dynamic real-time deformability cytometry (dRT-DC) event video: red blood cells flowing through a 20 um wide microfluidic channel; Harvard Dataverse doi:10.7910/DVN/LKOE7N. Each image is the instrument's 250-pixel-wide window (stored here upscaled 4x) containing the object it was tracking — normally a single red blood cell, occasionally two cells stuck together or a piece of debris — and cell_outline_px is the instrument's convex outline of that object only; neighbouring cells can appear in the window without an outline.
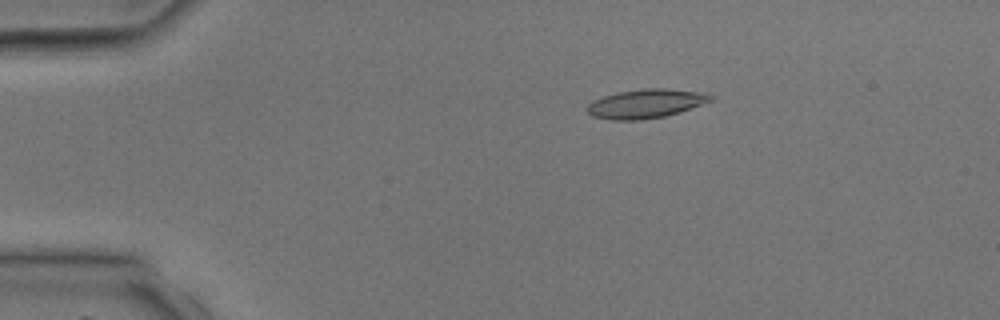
{"species": "common noctule bat (a hibernating species)", "species_latin": "Nyctalus noctula", "temperature_condition": "room temperature", "stored_images_in_passage": 34, "camera_frame_rate_fps": 3000, "um_per_image_px": 0.085, "animal": {"sex": "male", "body_mass_g": 17.9, "forearm_length_mm": 54.2}, "frame": {"image": 1, "passage_image": 2, "time_ms": 0.333, "image_size_px": [1000, 320], "cell_outline_px": [[712, 100], [680, 112], [664, 116], [644, 120], [608, 120], [592, 116], [588, 112], [588, 104], [592, 100], [616, 92], [644, 88], [664, 88], [708, 92], [712, 96]], "centroid_in_image_um": [54.89, 8.8], "position_along_channel_um": 30.1, "area_um2": 21.04}}
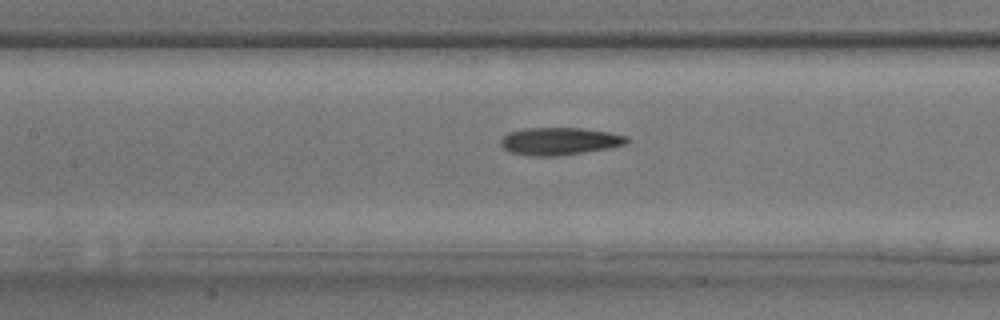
{"frame": {"image": 2, "passage_image": 13, "time_ms": 4.0, "image_size_px": [1000, 320], "cell_outline_px": [[632, 140], [628, 144], [608, 148], [560, 156], [528, 156], [508, 152], [500, 144], [500, 140], [508, 132], [524, 128], [580, 128], [608, 132], [628, 136]], "centroid_in_image_um": [47.57, 12.01], "position_along_channel_um": 159.8, "area_um2": 20.46}}
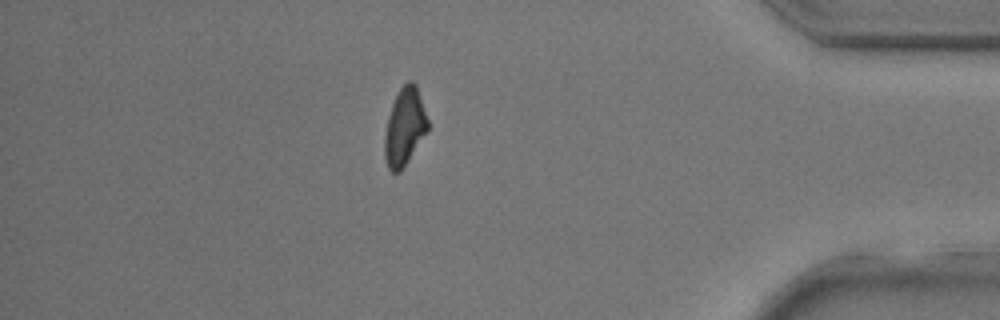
{"frame": {"image": 3, "passage_image": 29, "time_ms": 9.333, "image_size_px": [1000, 320], "cell_outline_px": [[428, 128], [400, 172], [392, 172], [388, 168], [384, 156], [384, 136], [388, 116], [392, 104], [400, 88], [408, 80], [412, 80], [416, 84], [428, 120]], "centroid_in_image_um": [34.37, 10.76], "position_along_channel_um": 400.8, "area_um2": 19.13}}